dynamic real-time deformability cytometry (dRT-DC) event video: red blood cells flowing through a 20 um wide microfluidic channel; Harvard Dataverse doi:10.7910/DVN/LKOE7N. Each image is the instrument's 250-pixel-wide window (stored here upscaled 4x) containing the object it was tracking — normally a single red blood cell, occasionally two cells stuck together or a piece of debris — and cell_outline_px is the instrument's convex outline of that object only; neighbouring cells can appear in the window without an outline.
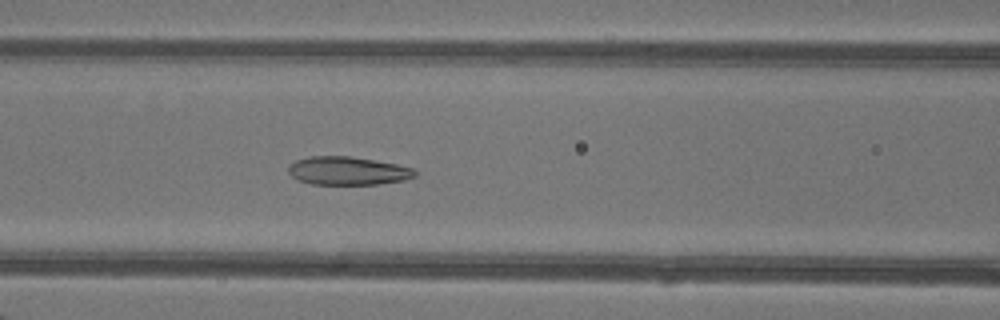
{"species": "common noctule bat (a hibernating species)", "species_latin": "Nyctalus noctula", "temperature_condition": "warm", "stored_images_in_passage": 43, "camera_frame_rate_fps": 3000, "um_per_image_px": 0.085, "animal": {"sex": "female"}, "frame": {"image": 1, "passage_image": 16, "time_ms": 5.0, "image_size_px": [1000, 320], "cell_outline_px": [[416, 176], [404, 180], [376, 184], [312, 184], [296, 180], [288, 172], [288, 168], [296, 160], [308, 156], [348, 156], [376, 160], [396, 164], [412, 168], [416, 172]], "centroid_in_image_um": [29.54, 14.52], "position_along_channel_um": 137.1, "area_um2": 20.81}}
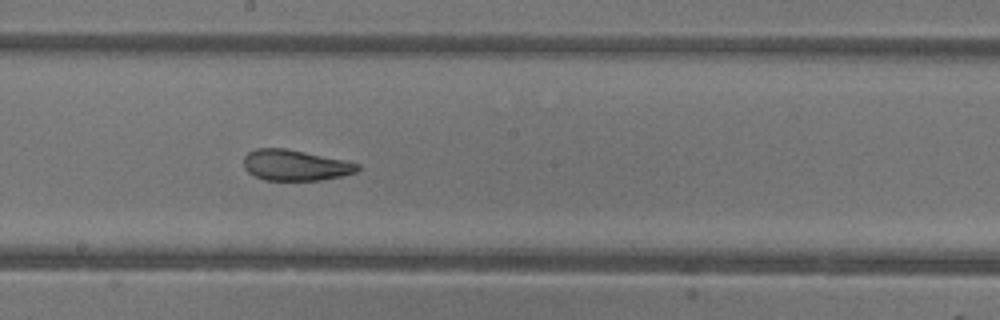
{"frame": {"image": 2, "passage_image": 22, "time_ms": 7.0, "image_size_px": [1000, 320], "cell_outline_px": [[360, 168], [356, 172], [340, 176], [320, 180], [264, 180], [248, 172], [244, 168], [244, 156], [248, 152], [256, 148], [284, 148], [344, 160], [360, 164]], "centroid_in_image_um": [25.07, 14.04], "position_along_channel_um": 223.1, "area_um2": 20.29}}
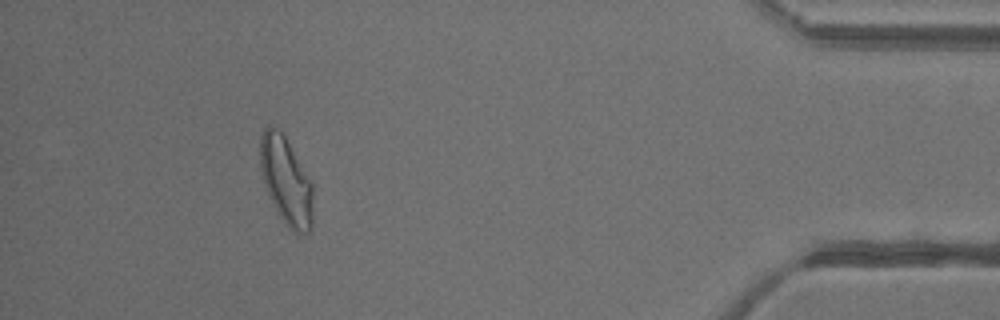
{"frame": {"image": 3, "passage_image": 39, "time_ms": 12.667, "image_size_px": [1000, 320], "cell_outline_px": [[312, 228], [308, 232], [300, 236], [288, 228], [280, 216], [268, 192], [260, 168], [260, 136], [264, 128], [268, 124], [276, 128], [284, 136], [312, 184]], "centroid_in_image_um": [24.32, 15.4], "position_along_channel_um": 410.9, "area_um2": 26.47}, "authors_computed_cell_mechanics": {"area_um2": 23.8714, "velocity_mm_per_s": 4.3048, "shape_relaxation_time_tau1_ms": null, "shape_relaxation_time_tau2_ms": 1.3803, "deformation_change_tau1": null, "deformation_change_tau2": 0.0904}}